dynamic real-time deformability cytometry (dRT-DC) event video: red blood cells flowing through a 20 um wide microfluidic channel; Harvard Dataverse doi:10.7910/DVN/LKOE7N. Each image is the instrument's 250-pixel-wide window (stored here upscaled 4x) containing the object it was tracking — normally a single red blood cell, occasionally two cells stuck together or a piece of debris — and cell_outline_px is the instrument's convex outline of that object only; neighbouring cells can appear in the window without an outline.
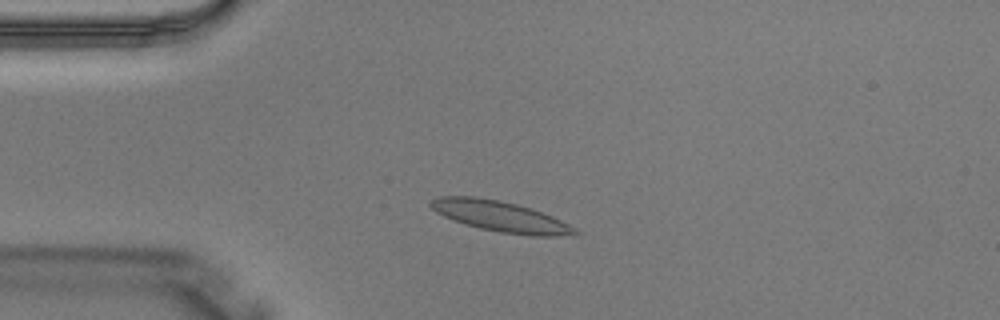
{"species": "Egyptian fruit bat (a non-hibernating species)", "species_latin": "Rousettus aegyptiacus", "temperature_condition": "warm", "stored_images_in_passage": 1, "camera_frame_rate_fps": 3000, "um_per_image_px": 0.085, "animal": {"sex": "male"}, "frame": {"image": 1, "passage_image": 1, "time_ms": 0.0, "image_size_px": [1000, 320], "cell_outline_px": [[580, 232], [556, 236], [528, 236], [500, 232], [480, 228], [464, 224], [452, 220], [436, 212], [428, 204], [436, 196], [476, 196], [516, 204], [552, 216], [576, 228]], "centroid_in_image_um": [42.47, 18.39], "position_along_channel_um": 42.5, "area_um2": 25.49}}